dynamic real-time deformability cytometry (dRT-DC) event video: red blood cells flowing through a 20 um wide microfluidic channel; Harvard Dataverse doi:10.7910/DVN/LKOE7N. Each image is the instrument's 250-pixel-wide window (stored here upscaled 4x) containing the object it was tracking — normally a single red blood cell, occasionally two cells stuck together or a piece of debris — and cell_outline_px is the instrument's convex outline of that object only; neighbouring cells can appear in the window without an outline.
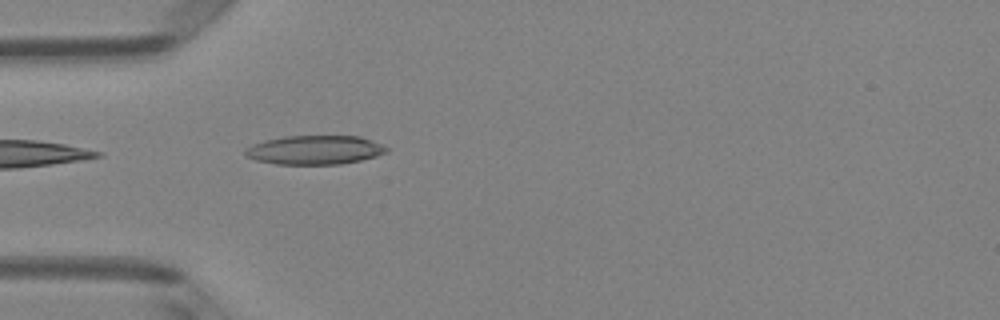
{"species": "Egyptian fruit bat (a non-hibernating species)", "species_latin": "Rousettus aegyptiacus", "temperature_condition": "room temperature", "stored_images_in_passage": 5, "camera_frame_rate_fps": 3000, "um_per_image_px": 0.085, "animal": {"sex": "female"}, "frame": {"image": 1, "passage_image": 5, "time_ms": 1.333, "image_size_px": [1000, 320], "cell_outline_px": [[388, 152], [376, 156], [360, 160], [340, 164], [276, 164], [256, 160], [248, 156], [244, 152], [252, 144], [264, 140], [284, 136], [360, 136], [372, 140], [388, 148]], "centroid_in_image_um": [26.77, 12.74], "position_along_channel_um": 58.2, "area_um2": 23.76}}